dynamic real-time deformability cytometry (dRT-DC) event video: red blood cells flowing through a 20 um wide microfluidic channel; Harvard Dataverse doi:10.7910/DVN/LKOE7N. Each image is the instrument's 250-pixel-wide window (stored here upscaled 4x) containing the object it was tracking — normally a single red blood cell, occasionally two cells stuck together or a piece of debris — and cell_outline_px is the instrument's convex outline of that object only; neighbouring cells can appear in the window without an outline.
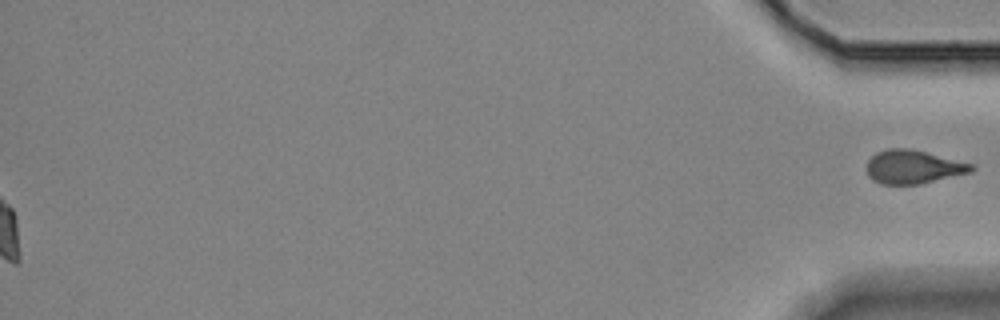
{"species": "Egyptian fruit bat (a non-hibernating species)", "species_latin": "Rousettus aegyptiacus", "temperature_condition": "room temperature", "stored_images_in_passage": 46, "segment_of_instrument_passage": [2, 2], "camera_frame_rate_fps": 3000, "um_per_image_px": 0.085, "animal": {"sex": "female"}, "frame": {"image": 1, "passage_image": 46, "time_ms": 15.0, "image_size_px": [1000, 320], "cell_outline_px": [[976, 168], [972, 172], [920, 184], [880, 184], [872, 180], [868, 176], [868, 160], [876, 152], [888, 148], [908, 148], [972, 164]], "centroid_in_image_um": [77.6, 14.19], "position_along_channel_um": 357.6, "area_um2": 20.29}}